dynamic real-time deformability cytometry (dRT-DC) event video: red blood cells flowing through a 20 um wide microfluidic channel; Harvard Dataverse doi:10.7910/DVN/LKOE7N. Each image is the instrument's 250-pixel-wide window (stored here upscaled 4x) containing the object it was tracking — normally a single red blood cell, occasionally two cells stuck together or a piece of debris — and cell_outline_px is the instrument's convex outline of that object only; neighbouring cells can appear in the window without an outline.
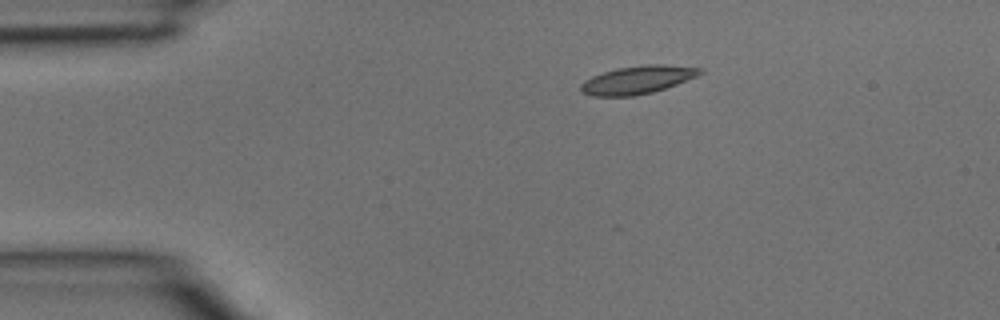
{"species": "common noctule bat (a hibernating species)", "species_latin": "Nyctalus noctula", "temperature_condition": "room temperature", "stored_images_in_passage": 3, "camera_frame_rate_fps": 3000, "um_per_image_px": 0.085, "animal": {"sex": "male", "body_mass_g": 15.6}, "frame": {"image": 1, "passage_image": 2, "time_ms": 0.333, "image_size_px": [1000, 320], "cell_outline_px": [[704, 72], [696, 76], [676, 84], [652, 92], [632, 96], [592, 96], [580, 92], [580, 84], [584, 80], [592, 76], [604, 72], [620, 68], [644, 64], [664, 64], [704, 68]], "centroid_in_image_um": [54.18, 6.78], "position_along_channel_um": 30.8, "area_um2": 19.42}}